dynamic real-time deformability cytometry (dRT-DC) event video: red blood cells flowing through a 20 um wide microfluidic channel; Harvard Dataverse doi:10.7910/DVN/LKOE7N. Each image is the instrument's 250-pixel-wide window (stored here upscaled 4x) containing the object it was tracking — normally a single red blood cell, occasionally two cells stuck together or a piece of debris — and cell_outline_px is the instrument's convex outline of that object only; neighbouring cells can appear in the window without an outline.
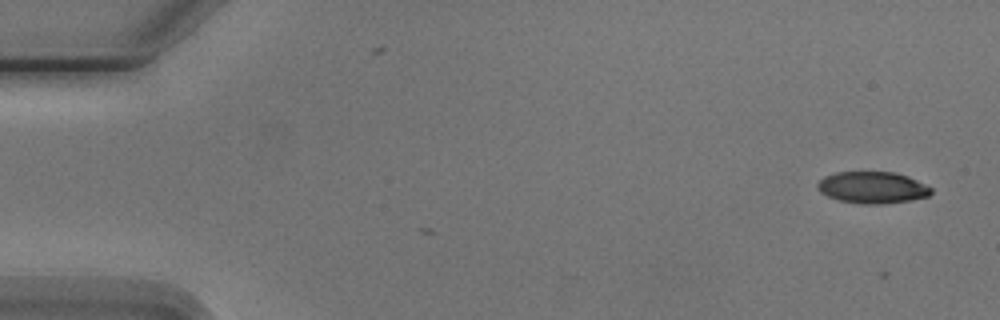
{"species": "Egyptian fruit bat (a non-hibernating species)", "species_latin": "Rousettus aegyptiacus", "temperature_condition": "cold", "stored_images_in_passage": 5, "camera_frame_rate_fps": 3000, "um_per_image_px": 0.085, "animal": {"sex": "male"}, "frame": {"image": 1, "passage_image": 1, "time_ms": 0.0, "image_size_px": [1000, 320], "cell_outline_px": [[932, 192], [928, 196], [908, 200], [880, 204], [860, 204], [840, 200], [828, 196], [820, 192], [816, 188], [816, 184], [824, 176], [836, 172], [896, 172], [908, 176], [932, 188]], "centroid_in_image_um": [74.13, 15.93], "position_along_channel_um": 10.9, "area_um2": 20.92}}
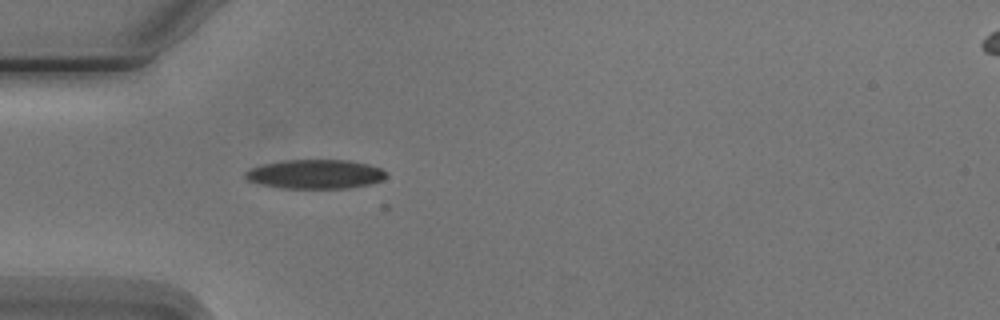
{"frame": {"image": 2, "passage_image": 5, "time_ms": 4.667, "image_size_px": [1000, 320], "cell_outline_px": [[388, 176], [384, 180], [372, 184], [352, 188], [280, 188], [260, 184], [248, 180], [244, 176], [244, 172], [252, 168], [264, 164], [284, 160], [344, 160], [368, 164], [380, 168]], "centroid_in_image_um": [26.82, 14.81], "position_along_channel_um": 58.2, "area_um2": 23.99}}